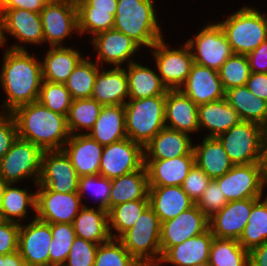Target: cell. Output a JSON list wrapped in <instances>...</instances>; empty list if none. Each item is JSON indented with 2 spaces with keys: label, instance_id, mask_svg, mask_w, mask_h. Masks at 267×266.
<instances>
[{
  "label": "cell",
  "instance_id": "obj_41",
  "mask_svg": "<svg viewBox=\"0 0 267 266\" xmlns=\"http://www.w3.org/2000/svg\"><path fill=\"white\" fill-rule=\"evenodd\" d=\"M150 205L149 199L124 202L109 211V231L112 238H119L137 222L139 216Z\"/></svg>",
  "mask_w": 267,
  "mask_h": 266
},
{
  "label": "cell",
  "instance_id": "obj_55",
  "mask_svg": "<svg viewBox=\"0 0 267 266\" xmlns=\"http://www.w3.org/2000/svg\"><path fill=\"white\" fill-rule=\"evenodd\" d=\"M50 0H0V9H24L40 13Z\"/></svg>",
  "mask_w": 267,
  "mask_h": 266
},
{
  "label": "cell",
  "instance_id": "obj_34",
  "mask_svg": "<svg viewBox=\"0 0 267 266\" xmlns=\"http://www.w3.org/2000/svg\"><path fill=\"white\" fill-rule=\"evenodd\" d=\"M195 164L212 180L223 176L234 164L217 138L203 137L201 143L193 144Z\"/></svg>",
  "mask_w": 267,
  "mask_h": 266
},
{
  "label": "cell",
  "instance_id": "obj_23",
  "mask_svg": "<svg viewBox=\"0 0 267 266\" xmlns=\"http://www.w3.org/2000/svg\"><path fill=\"white\" fill-rule=\"evenodd\" d=\"M165 126L190 136L199 134L198 105L180 89H168L166 92Z\"/></svg>",
  "mask_w": 267,
  "mask_h": 266
},
{
  "label": "cell",
  "instance_id": "obj_51",
  "mask_svg": "<svg viewBox=\"0 0 267 266\" xmlns=\"http://www.w3.org/2000/svg\"><path fill=\"white\" fill-rule=\"evenodd\" d=\"M211 180L199 166L194 164L185 178L182 188L193 202L196 203L203 195Z\"/></svg>",
  "mask_w": 267,
  "mask_h": 266
},
{
  "label": "cell",
  "instance_id": "obj_50",
  "mask_svg": "<svg viewBox=\"0 0 267 266\" xmlns=\"http://www.w3.org/2000/svg\"><path fill=\"white\" fill-rule=\"evenodd\" d=\"M228 203L215 180H211L203 195L195 203L200 211L210 218Z\"/></svg>",
  "mask_w": 267,
  "mask_h": 266
},
{
  "label": "cell",
  "instance_id": "obj_58",
  "mask_svg": "<svg viewBox=\"0 0 267 266\" xmlns=\"http://www.w3.org/2000/svg\"><path fill=\"white\" fill-rule=\"evenodd\" d=\"M94 11L109 12L115 16L117 10V0H82Z\"/></svg>",
  "mask_w": 267,
  "mask_h": 266
},
{
  "label": "cell",
  "instance_id": "obj_7",
  "mask_svg": "<svg viewBox=\"0 0 267 266\" xmlns=\"http://www.w3.org/2000/svg\"><path fill=\"white\" fill-rule=\"evenodd\" d=\"M43 150L35 144L17 139L1 159L3 181L7 184L28 180L36 187L40 178Z\"/></svg>",
  "mask_w": 267,
  "mask_h": 266
},
{
  "label": "cell",
  "instance_id": "obj_31",
  "mask_svg": "<svg viewBox=\"0 0 267 266\" xmlns=\"http://www.w3.org/2000/svg\"><path fill=\"white\" fill-rule=\"evenodd\" d=\"M125 66L128 77L129 99H142L158 95H166L167 87L162 83L157 69L140 63L137 59ZM153 68V69H152Z\"/></svg>",
  "mask_w": 267,
  "mask_h": 266
},
{
  "label": "cell",
  "instance_id": "obj_63",
  "mask_svg": "<svg viewBox=\"0 0 267 266\" xmlns=\"http://www.w3.org/2000/svg\"><path fill=\"white\" fill-rule=\"evenodd\" d=\"M6 184L7 183H5L4 181H0V204H1V201H2L3 192H4Z\"/></svg>",
  "mask_w": 267,
  "mask_h": 266
},
{
  "label": "cell",
  "instance_id": "obj_38",
  "mask_svg": "<svg viewBox=\"0 0 267 266\" xmlns=\"http://www.w3.org/2000/svg\"><path fill=\"white\" fill-rule=\"evenodd\" d=\"M238 241L248 251L267 242V193L254 203Z\"/></svg>",
  "mask_w": 267,
  "mask_h": 266
},
{
  "label": "cell",
  "instance_id": "obj_19",
  "mask_svg": "<svg viewBox=\"0 0 267 266\" xmlns=\"http://www.w3.org/2000/svg\"><path fill=\"white\" fill-rule=\"evenodd\" d=\"M209 229V218L195 204L175 218L161 223L160 248L163 255L170 247L183 243Z\"/></svg>",
  "mask_w": 267,
  "mask_h": 266
},
{
  "label": "cell",
  "instance_id": "obj_13",
  "mask_svg": "<svg viewBox=\"0 0 267 266\" xmlns=\"http://www.w3.org/2000/svg\"><path fill=\"white\" fill-rule=\"evenodd\" d=\"M88 40L97 53L95 61L101 67H124L135 62L138 53H142V48L134 40L114 28L99 32Z\"/></svg>",
  "mask_w": 267,
  "mask_h": 266
},
{
  "label": "cell",
  "instance_id": "obj_56",
  "mask_svg": "<svg viewBox=\"0 0 267 266\" xmlns=\"http://www.w3.org/2000/svg\"><path fill=\"white\" fill-rule=\"evenodd\" d=\"M246 86L254 95L267 101V73L251 72Z\"/></svg>",
  "mask_w": 267,
  "mask_h": 266
},
{
  "label": "cell",
  "instance_id": "obj_1",
  "mask_svg": "<svg viewBox=\"0 0 267 266\" xmlns=\"http://www.w3.org/2000/svg\"><path fill=\"white\" fill-rule=\"evenodd\" d=\"M0 69V88L5 92L0 113H12L17 107L36 102L41 88V58L29 50H4Z\"/></svg>",
  "mask_w": 267,
  "mask_h": 266
},
{
  "label": "cell",
  "instance_id": "obj_20",
  "mask_svg": "<svg viewBox=\"0 0 267 266\" xmlns=\"http://www.w3.org/2000/svg\"><path fill=\"white\" fill-rule=\"evenodd\" d=\"M248 198L229 201L223 209L209 218V229L215 238L239 240L247 225L254 203Z\"/></svg>",
  "mask_w": 267,
  "mask_h": 266
},
{
  "label": "cell",
  "instance_id": "obj_17",
  "mask_svg": "<svg viewBox=\"0 0 267 266\" xmlns=\"http://www.w3.org/2000/svg\"><path fill=\"white\" fill-rule=\"evenodd\" d=\"M143 165V147L131 139L125 138L104 146L99 174L113 179L139 170Z\"/></svg>",
  "mask_w": 267,
  "mask_h": 266
},
{
  "label": "cell",
  "instance_id": "obj_6",
  "mask_svg": "<svg viewBox=\"0 0 267 266\" xmlns=\"http://www.w3.org/2000/svg\"><path fill=\"white\" fill-rule=\"evenodd\" d=\"M9 36L16 39L10 48L7 47ZM0 40L2 48L11 50H28L27 45L43 46L44 35L40 13L18 8L0 9Z\"/></svg>",
  "mask_w": 267,
  "mask_h": 266
},
{
  "label": "cell",
  "instance_id": "obj_52",
  "mask_svg": "<svg viewBox=\"0 0 267 266\" xmlns=\"http://www.w3.org/2000/svg\"><path fill=\"white\" fill-rule=\"evenodd\" d=\"M20 224L0 220V255L18 250Z\"/></svg>",
  "mask_w": 267,
  "mask_h": 266
},
{
  "label": "cell",
  "instance_id": "obj_16",
  "mask_svg": "<svg viewBox=\"0 0 267 266\" xmlns=\"http://www.w3.org/2000/svg\"><path fill=\"white\" fill-rule=\"evenodd\" d=\"M34 214L27 223L20 224L18 251L27 266H50L51 224L35 218Z\"/></svg>",
  "mask_w": 267,
  "mask_h": 266
},
{
  "label": "cell",
  "instance_id": "obj_27",
  "mask_svg": "<svg viewBox=\"0 0 267 266\" xmlns=\"http://www.w3.org/2000/svg\"><path fill=\"white\" fill-rule=\"evenodd\" d=\"M42 55V78L45 81L64 84L78 63L85 57L83 51L69 46L47 48Z\"/></svg>",
  "mask_w": 267,
  "mask_h": 266
},
{
  "label": "cell",
  "instance_id": "obj_2",
  "mask_svg": "<svg viewBox=\"0 0 267 266\" xmlns=\"http://www.w3.org/2000/svg\"><path fill=\"white\" fill-rule=\"evenodd\" d=\"M11 114L17 124L18 138L43 151L62 150L70 137L66 116L51 111L38 101L19 106Z\"/></svg>",
  "mask_w": 267,
  "mask_h": 266
},
{
  "label": "cell",
  "instance_id": "obj_39",
  "mask_svg": "<svg viewBox=\"0 0 267 266\" xmlns=\"http://www.w3.org/2000/svg\"><path fill=\"white\" fill-rule=\"evenodd\" d=\"M102 107L92 98L73 100L66 117L70 135L87 134L93 128Z\"/></svg>",
  "mask_w": 267,
  "mask_h": 266
},
{
  "label": "cell",
  "instance_id": "obj_3",
  "mask_svg": "<svg viewBox=\"0 0 267 266\" xmlns=\"http://www.w3.org/2000/svg\"><path fill=\"white\" fill-rule=\"evenodd\" d=\"M155 4L156 0H117L113 28L149 50L164 38Z\"/></svg>",
  "mask_w": 267,
  "mask_h": 266
},
{
  "label": "cell",
  "instance_id": "obj_11",
  "mask_svg": "<svg viewBox=\"0 0 267 266\" xmlns=\"http://www.w3.org/2000/svg\"><path fill=\"white\" fill-rule=\"evenodd\" d=\"M40 16L44 43L49 47L70 46L65 44L67 39L80 35L75 0H50L40 12Z\"/></svg>",
  "mask_w": 267,
  "mask_h": 266
},
{
  "label": "cell",
  "instance_id": "obj_64",
  "mask_svg": "<svg viewBox=\"0 0 267 266\" xmlns=\"http://www.w3.org/2000/svg\"><path fill=\"white\" fill-rule=\"evenodd\" d=\"M193 266H210V264L209 262H201V263L194 264Z\"/></svg>",
  "mask_w": 267,
  "mask_h": 266
},
{
  "label": "cell",
  "instance_id": "obj_30",
  "mask_svg": "<svg viewBox=\"0 0 267 266\" xmlns=\"http://www.w3.org/2000/svg\"><path fill=\"white\" fill-rule=\"evenodd\" d=\"M148 196L160 223L175 218L195 205L182 186L149 187Z\"/></svg>",
  "mask_w": 267,
  "mask_h": 266
},
{
  "label": "cell",
  "instance_id": "obj_10",
  "mask_svg": "<svg viewBox=\"0 0 267 266\" xmlns=\"http://www.w3.org/2000/svg\"><path fill=\"white\" fill-rule=\"evenodd\" d=\"M263 126L250 121H240L217 137L234 165L259 164L262 148Z\"/></svg>",
  "mask_w": 267,
  "mask_h": 266
},
{
  "label": "cell",
  "instance_id": "obj_44",
  "mask_svg": "<svg viewBox=\"0 0 267 266\" xmlns=\"http://www.w3.org/2000/svg\"><path fill=\"white\" fill-rule=\"evenodd\" d=\"M52 241L49 247L50 266H63L76 237L73 224H51Z\"/></svg>",
  "mask_w": 267,
  "mask_h": 266
},
{
  "label": "cell",
  "instance_id": "obj_14",
  "mask_svg": "<svg viewBox=\"0 0 267 266\" xmlns=\"http://www.w3.org/2000/svg\"><path fill=\"white\" fill-rule=\"evenodd\" d=\"M35 218L49 223L72 224L84 206L78 192L58 193L48 187L37 185Z\"/></svg>",
  "mask_w": 267,
  "mask_h": 266
},
{
  "label": "cell",
  "instance_id": "obj_62",
  "mask_svg": "<svg viewBox=\"0 0 267 266\" xmlns=\"http://www.w3.org/2000/svg\"><path fill=\"white\" fill-rule=\"evenodd\" d=\"M261 153H267V125L262 130V148Z\"/></svg>",
  "mask_w": 267,
  "mask_h": 266
},
{
  "label": "cell",
  "instance_id": "obj_40",
  "mask_svg": "<svg viewBox=\"0 0 267 266\" xmlns=\"http://www.w3.org/2000/svg\"><path fill=\"white\" fill-rule=\"evenodd\" d=\"M101 66L85 56L64 83L72 99L91 98L95 79Z\"/></svg>",
  "mask_w": 267,
  "mask_h": 266
},
{
  "label": "cell",
  "instance_id": "obj_37",
  "mask_svg": "<svg viewBox=\"0 0 267 266\" xmlns=\"http://www.w3.org/2000/svg\"><path fill=\"white\" fill-rule=\"evenodd\" d=\"M225 99L238 113L241 121L267 125V101L254 95L246 85L226 90Z\"/></svg>",
  "mask_w": 267,
  "mask_h": 266
},
{
  "label": "cell",
  "instance_id": "obj_46",
  "mask_svg": "<svg viewBox=\"0 0 267 266\" xmlns=\"http://www.w3.org/2000/svg\"><path fill=\"white\" fill-rule=\"evenodd\" d=\"M37 101L51 111L67 117L73 99L64 84L43 80Z\"/></svg>",
  "mask_w": 267,
  "mask_h": 266
},
{
  "label": "cell",
  "instance_id": "obj_18",
  "mask_svg": "<svg viewBox=\"0 0 267 266\" xmlns=\"http://www.w3.org/2000/svg\"><path fill=\"white\" fill-rule=\"evenodd\" d=\"M76 169L63 150L44 151L37 185L58 193L78 192Z\"/></svg>",
  "mask_w": 267,
  "mask_h": 266
},
{
  "label": "cell",
  "instance_id": "obj_15",
  "mask_svg": "<svg viewBox=\"0 0 267 266\" xmlns=\"http://www.w3.org/2000/svg\"><path fill=\"white\" fill-rule=\"evenodd\" d=\"M226 200L259 199L266 189L261 176L260 164L234 165L223 176L214 179Z\"/></svg>",
  "mask_w": 267,
  "mask_h": 266
},
{
  "label": "cell",
  "instance_id": "obj_57",
  "mask_svg": "<svg viewBox=\"0 0 267 266\" xmlns=\"http://www.w3.org/2000/svg\"><path fill=\"white\" fill-rule=\"evenodd\" d=\"M249 266H267V242L249 251Z\"/></svg>",
  "mask_w": 267,
  "mask_h": 266
},
{
  "label": "cell",
  "instance_id": "obj_60",
  "mask_svg": "<svg viewBox=\"0 0 267 266\" xmlns=\"http://www.w3.org/2000/svg\"><path fill=\"white\" fill-rule=\"evenodd\" d=\"M259 164L261 167L262 181L265 187L267 188V153H261Z\"/></svg>",
  "mask_w": 267,
  "mask_h": 266
},
{
  "label": "cell",
  "instance_id": "obj_65",
  "mask_svg": "<svg viewBox=\"0 0 267 266\" xmlns=\"http://www.w3.org/2000/svg\"><path fill=\"white\" fill-rule=\"evenodd\" d=\"M0 181H3L1 160H0Z\"/></svg>",
  "mask_w": 267,
  "mask_h": 266
},
{
  "label": "cell",
  "instance_id": "obj_25",
  "mask_svg": "<svg viewBox=\"0 0 267 266\" xmlns=\"http://www.w3.org/2000/svg\"><path fill=\"white\" fill-rule=\"evenodd\" d=\"M92 99L102 106L124 105L129 99L128 77L124 67H101L97 73Z\"/></svg>",
  "mask_w": 267,
  "mask_h": 266
},
{
  "label": "cell",
  "instance_id": "obj_12",
  "mask_svg": "<svg viewBox=\"0 0 267 266\" xmlns=\"http://www.w3.org/2000/svg\"><path fill=\"white\" fill-rule=\"evenodd\" d=\"M189 38L185 43L191 50L195 64L218 71L233 54L222 28L216 21L205 23L197 34Z\"/></svg>",
  "mask_w": 267,
  "mask_h": 266
},
{
  "label": "cell",
  "instance_id": "obj_33",
  "mask_svg": "<svg viewBox=\"0 0 267 266\" xmlns=\"http://www.w3.org/2000/svg\"><path fill=\"white\" fill-rule=\"evenodd\" d=\"M87 134L102 146L127 138L124 105L103 106Z\"/></svg>",
  "mask_w": 267,
  "mask_h": 266
},
{
  "label": "cell",
  "instance_id": "obj_48",
  "mask_svg": "<svg viewBox=\"0 0 267 266\" xmlns=\"http://www.w3.org/2000/svg\"><path fill=\"white\" fill-rule=\"evenodd\" d=\"M134 260L118 238H111L99 245L94 266H131Z\"/></svg>",
  "mask_w": 267,
  "mask_h": 266
},
{
  "label": "cell",
  "instance_id": "obj_43",
  "mask_svg": "<svg viewBox=\"0 0 267 266\" xmlns=\"http://www.w3.org/2000/svg\"><path fill=\"white\" fill-rule=\"evenodd\" d=\"M78 13V31L89 39L102 31L113 29L114 15L109 12L94 11L82 0H75ZM92 35V36H91Z\"/></svg>",
  "mask_w": 267,
  "mask_h": 266
},
{
  "label": "cell",
  "instance_id": "obj_22",
  "mask_svg": "<svg viewBox=\"0 0 267 266\" xmlns=\"http://www.w3.org/2000/svg\"><path fill=\"white\" fill-rule=\"evenodd\" d=\"M104 146L88 134L70 135L62 150L69 157L78 177L98 175Z\"/></svg>",
  "mask_w": 267,
  "mask_h": 266
},
{
  "label": "cell",
  "instance_id": "obj_29",
  "mask_svg": "<svg viewBox=\"0 0 267 266\" xmlns=\"http://www.w3.org/2000/svg\"><path fill=\"white\" fill-rule=\"evenodd\" d=\"M240 121L238 113L225 98L198 106L199 132L207 130L204 137L217 138Z\"/></svg>",
  "mask_w": 267,
  "mask_h": 266
},
{
  "label": "cell",
  "instance_id": "obj_9",
  "mask_svg": "<svg viewBox=\"0 0 267 266\" xmlns=\"http://www.w3.org/2000/svg\"><path fill=\"white\" fill-rule=\"evenodd\" d=\"M160 229L159 218L149 205L134 226L118 239L134 259H161Z\"/></svg>",
  "mask_w": 267,
  "mask_h": 266
},
{
  "label": "cell",
  "instance_id": "obj_42",
  "mask_svg": "<svg viewBox=\"0 0 267 266\" xmlns=\"http://www.w3.org/2000/svg\"><path fill=\"white\" fill-rule=\"evenodd\" d=\"M208 262L210 266H249V251L238 240L214 237Z\"/></svg>",
  "mask_w": 267,
  "mask_h": 266
},
{
  "label": "cell",
  "instance_id": "obj_54",
  "mask_svg": "<svg viewBox=\"0 0 267 266\" xmlns=\"http://www.w3.org/2000/svg\"><path fill=\"white\" fill-rule=\"evenodd\" d=\"M246 56L248 58L251 72L267 73V39Z\"/></svg>",
  "mask_w": 267,
  "mask_h": 266
},
{
  "label": "cell",
  "instance_id": "obj_53",
  "mask_svg": "<svg viewBox=\"0 0 267 266\" xmlns=\"http://www.w3.org/2000/svg\"><path fill=\"white\" fill-rule=\"evenodd\" d=\"M17 124L11 113H0V160L17 139Z\"/></svg>",
  "mask_w": 267,
  "mask_h": 266
},
{
  "label": "cell",
  "instance_id": "obj_8",
  "mask_svg": "<svg viewBox=\"0 0 267 266\" xmlns=\"http://www.w3.org/2000/svg\"><path fill=\"white\" fill-rule=\"evenodd\" d=\"M171 48L170 43L166 42V38L157 41L150 49V55L154 61L152 65L156 67L162 83L167 89H179L187 79L191 67L194 64L191 50L184 42ZM156 64V65H155Z\"/></svg>",
  "mask_w": 267,
  "mask_h": 266
},
{
  "label": "cell",
  "instance_id": "obj_35",
  "mask_svg": "<svg viewBox=\"0 0 267 266\" xmlns=\"http://www.w3.org/2000/svg\"><path fill=\"white\" fill-rule=\"evenodd\" d=\"M17 185L19 184H6L0 204V217L1 220L21 224L27 221L30 209L35 212L36 191H29L28 186L21 188Z\"/></svg>",
  "mask_w": 267,
  "mask_h": 266
},
{
  "label": "cell",
  "instance_id": "obj_5",
  "mask_svg": "<svg viewBox=\"0 0 267 266\" xmlns=\"http://www.w3.org/2000/svg\"><path fill=\"white\" fill-rule=\"evenodd\" d=\"M166 95L128 99L124 104L127 138L144 147L165 126Z\"/></svg>",
  "mask_w": 267,
  "mask_h": 266
},
{
  "label": "cell",
  "instance_id": "obj_61",
  "mask_svg": "<svg viewBox=\"0 0 267 266\" xmlns=\"http://www.w3.org/2000/svg\"><path fill=\"white\" fill-rule=\"evenodd\" d=\"M131 266H164L161 259L154 260H140L135 259Z\"/></svg>",
  "mask_w": 267,
  "mask_h": 266
},
{
  "label": "cell",
  "instance_id": "obj_26",
  "mask_svg": "<svg viewBox=\"0 0 267 266\" xmlns=\"http://www.w3.org/2000/svg\"><path fill=\"white\" fill-rule=\"evenodd\" d=\"M194 164V155L165 160H144L149 187L182 186Z\"/></svg>",
  "mask_w": 267,
  "mask_h": 266
},
{
  "label": "cell",
  "instance_id": "obj_59",
  "mask_svg": "<svg viewBox=\"0 0 267 266\" xmlns=\"http://www.w3.org/2000/svg\"><path fill=\"white\" fill-rule=\"evenodd\" d=\"M0 266H27L19 251L0 255Z\"/></svg>",
  "mask_w": 267,
  "mask_h": 266
},
{
  "label": "cell",
  "instance_id": "obj_4",
  "mask_svg": "<svg viewBox=\"0 0 267 266\" xmlns=\"http://www.w3.org/2000/svg\"><path fill=\"white\" fill-rule=\"evenodd\" d=\"M259 10L244 5L224 20H217L233 53L247 55L267 39V14Z\"/></svg>",
  "mask_w": 267,
  "mask_h": 266
},
{
  "label": "cell",
  "instance_id": "obj_21",
  "mask_svg": "<svg viewBox=\"0 0 267 266\" xmlns=\"http://www.w3.org/2000/svg\"><path fill=\"white\" fill-rule=\"evenodd\" d=\"M179 89L198 106L225 98L219 72L195 63Z\"/></svg>",
  "mask_w": 267,
  "mask_h": 266
},
{
  "label": "cell",
  "instance_id": "obj_28",
  "mask_svg": "<svg viewBox=\"0 0 267 266\" xmlns=\"http://www.w3.org/2000/svg\"><path fill=\"white\" fill-rule=\"evenodd\" d=\"M214 239L211 230L189 238L183 243L170 247L161 257L162 264L171 266H193L209 261L210 247Z\"/></svg>",
  "mask_w": 267,
  "mask_h": 266
},
{
  "label": "cell",
  "instance_id": "obj_47",
  "mask_svg": "<svg viewBox=\"0 0 267 266\" xmlns=\"http://www.w3.org/2000/svg\"><path fill=\"white\" fill-rule=\"evenodd\" d=\"M90 191L92 198H95L97 207L110 210V192H111V179H108L104 176L91 175V176H82L78 181V195L82 199V203L85 202L86 195L89 196Z\"/></svg>",
  "mask_w": 267,
  "mask_h": 266
},
{
  "label": "cell",
  "instance_id": "obj_49",
  "mask_svg": "<svg viewBox=\"0 0 267 266\" xmlns=\"http://www.w3.org/2000/svg\"><path fill=\"white\" fill-rule=\"evenodd\" d=\"M98 247V244L75 237L63 266H94Z\"/></svg>",
  "mask_w": 267,
  "mask_h": 266
},
{
  "label": "cell",
  "instance_id": "obj_36",
  "mask_svg": "<svg viewBox=\"0 0 267 266\" xmlns=\"http://www.w3.org/2000/svg\"><path fill=\"white\" fill-rule=\"evenodd\" d=\"M147 171L139 170L111 179L110 209L115 205L141 199H149Z\"/></svg>",
  "mask_w": 267,
  "mask_h": 266
},
{
  "label": "cell",
  "instance_id": "obj_24",
  "mask_svg": "<svg viewBox=\"0 0 267 266\" xmlns=\"http://www.w3.org/2000/svg\"><path fill=\"white\" fill-rule=\"evenodd\" d=\"M192 139L187 133L164 127L143 147L144 160L194 155Z\"/></svg>",
  "mask_w": 267,
  "mask_h": 266
},
{
  "label": "cell",
  "instance_id": "obj_45",
  "mask_svg": "<svg viewBox=\"0 0 267 266\" xmlns=\"http://www.w3.org/2000/svg\"><path fill=\"white\" fill-rule=\"evenodd\" d=\"M218 72L225 91L246 85L251 73L247 56L233 53Z\"/></svg>",
  "mask_w": 267,
  "mask_h": 266
},
{
  "label": "cell",
  "instance_id": "obj_32",
  "mask_svg": "<svg viewBox=\"0 0 267 266\" xmlns=\"http://www.w3.org/2000/svg\"><path fill=\"white\" fill-rule=\"evenodd\" d=\"M76 237L100 245L111 239L109 214L106 209L84 205L73 221Z\"/></svg>",
  "mask_w": 267,
  "mask_h": 266
}]
</instances>
